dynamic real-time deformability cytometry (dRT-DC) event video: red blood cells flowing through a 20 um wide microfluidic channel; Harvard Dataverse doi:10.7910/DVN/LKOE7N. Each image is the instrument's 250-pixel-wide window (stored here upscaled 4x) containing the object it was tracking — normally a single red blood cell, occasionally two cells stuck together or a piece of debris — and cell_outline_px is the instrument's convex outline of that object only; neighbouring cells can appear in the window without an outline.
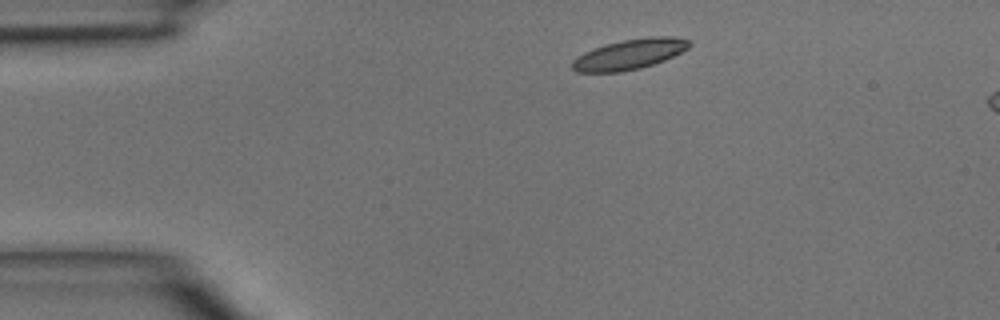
{"species": "common noctule bat (a hibernating species)", "species_latin": "Nyctalus noctula", "temperature_condition": "room temperature", "stored_images_in_passage": 3, "segment_of_instrument_passage": [1, 2], "camera_frame_rate_fps": 3000, "um_per_image_px": 0.085, "animal": {"sex": "male", "body_mass_g": 15.6}, "frame": {"image": 1, "passage_image": 1, "time_ms": 0.0, "image_size_px": [1000, 320], "cell_outline_px": [[692, 44], [688, 48], [664, 60], [640, 68], [620, 72], [576, 72], [572, 68], [572, 60], [584, 52], [604, 44], [624, 40], [648, 36], [672, 36], [688, 40]], "centroid_in_image_um": [53.49, 4.61], "position_along_channel_um": 31.5, "area_um2": 20.52}}